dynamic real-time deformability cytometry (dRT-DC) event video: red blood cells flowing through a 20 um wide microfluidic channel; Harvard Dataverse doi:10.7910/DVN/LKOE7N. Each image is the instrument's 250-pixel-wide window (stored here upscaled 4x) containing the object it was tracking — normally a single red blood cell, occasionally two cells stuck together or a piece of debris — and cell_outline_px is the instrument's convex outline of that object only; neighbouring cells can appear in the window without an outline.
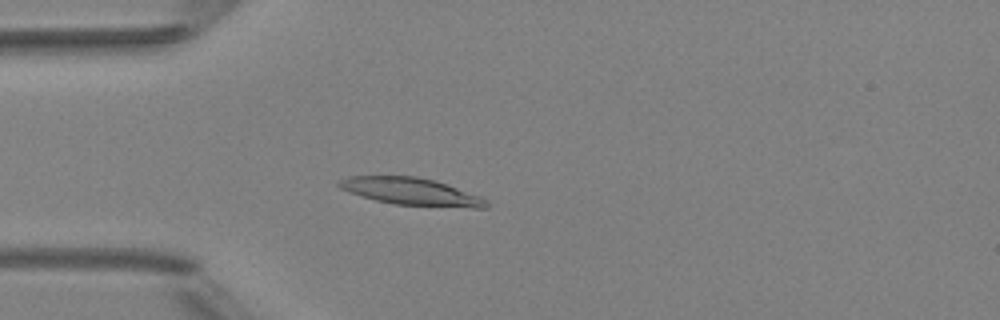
{"species": "Egyptian fruit bat (a non-hibernating species)", "species_latin": "Rousettus aegyptiacus", "temperature_condition": "room temperature", "stored_images_in_passage": 5, "camera_frame_rate_fps": 3000, "um_per_image_px": 0.085, "animal": {"sex": "female"}, "frame": {"image": 1, "passage_image": 5, "time_ms": 4.333, "image_size_px": [1000, 320], "cell_outline_px": [[488, 208], [472, 208], [396, 204], [376, 200], [348, 192], [340, 188], [336, 184], [340, 180], [348, 176], [416, 176], [436, 180], [448, 184], [480, 196], [488, 200]], "centroid_in_image_um": [34.98, 16.27], "position_along_channel_um": 50.0, "area_um2": 23.47}}